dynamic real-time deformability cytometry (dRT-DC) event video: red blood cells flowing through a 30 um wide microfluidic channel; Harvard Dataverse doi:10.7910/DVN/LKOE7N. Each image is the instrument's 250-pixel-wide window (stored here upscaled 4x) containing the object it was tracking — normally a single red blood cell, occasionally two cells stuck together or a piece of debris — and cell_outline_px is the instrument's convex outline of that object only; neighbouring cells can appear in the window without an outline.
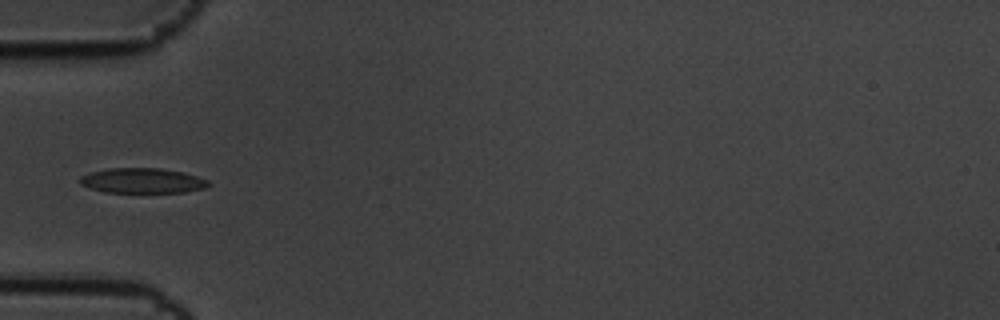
{"species": "common noctule bat (a hibernating species)", "species_latin": "Nyctalus noctula", "temperature_condition": "cold", "stored_images_in_passage": 10, "camera_frame_rate_fps": 3000, "um_per_image_px": 0.085, "animal": {"sex": "male", "body_mass_g": 19.5, "forearm_length_mm": 54.6}, "frame": {"image": 1, "passage_image": 4, "time_ms": 1.0, "image_size_px": [1000, 320], "cell_outline_px": [[212, 184], [204, 188], [184, 192], [104, 192], [80, 184], [80, 176], [88, 172], [108, 168], [160, 168], [180, 172], [196, 176], [208, 180]], "centroid_in_image_um": [12.08, 15.35], "position_along_channel_um": 72.9, "area_um2": 18.67}}
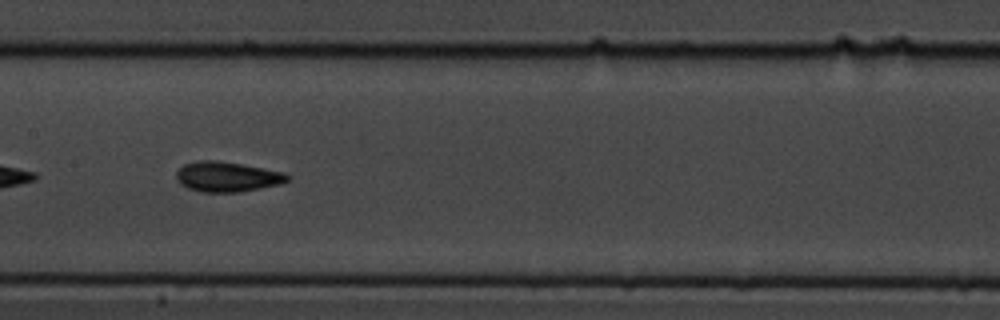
{"frame": {"image": 2, "passage_image": 7, "time_ms": 2.0, "image_size_px": [1000, 320], "cell_outline_px": [[292, 176], [288, 180], [280, 184], [240, 192], [200, 192], [188, 188], [180, 184], [176, 180], [176, 172], [184, 164], [196, 160], [216, 160], [264, 168], [284, 172]], "centroid_in_image_um": [19.29, 15.02], "position_along_channel_um": 188.1, "area_um2": 19.59}}
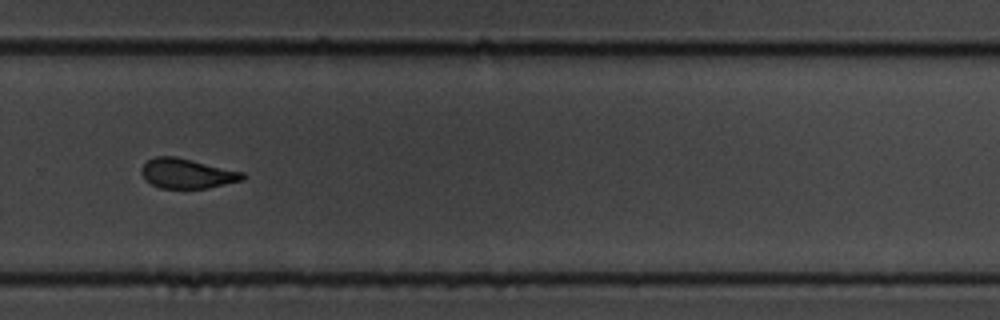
{"frame": {"image": 3, "passage_image": 10, "time_ms": 3.0, "image_size_px": [1000, 320], "cell_outline_px": [[248, 176], [244, 180], [208, 188], [160, 188], [144, 180], [140, 172], [140, 168], [148, 160], [156, 156], [176, 156], [244, 172]], "centroid_in_image_um": [15.91, 14.74], "position_along_channel_um": 313.9, "area_um2": 17.8}}